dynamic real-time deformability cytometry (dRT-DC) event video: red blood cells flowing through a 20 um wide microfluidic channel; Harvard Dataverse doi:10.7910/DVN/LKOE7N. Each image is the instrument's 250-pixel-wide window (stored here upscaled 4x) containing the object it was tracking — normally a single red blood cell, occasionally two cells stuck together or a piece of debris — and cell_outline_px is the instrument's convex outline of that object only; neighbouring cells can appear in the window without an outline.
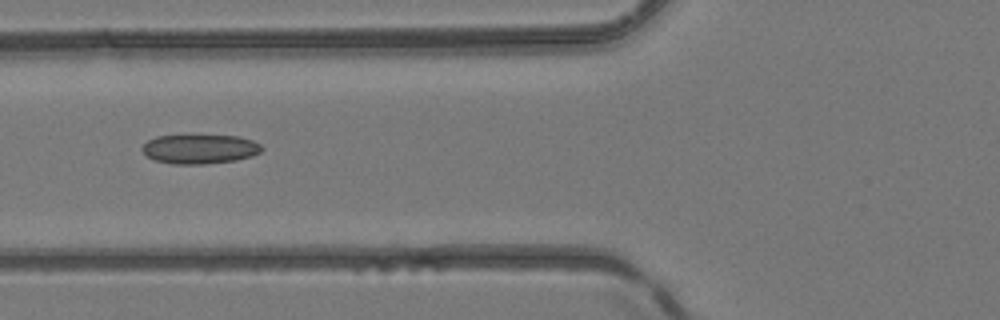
{"species": "common noctule bat (a hibernating species)", "species_latin": "Nyctalus noctula", "temperature_condition": "room temperature", "stored_images_in_passage": 6, "camera_frame_rate_fps": 3000, "um_per_image_px": 0.085, "animal": {"sex": "female", "body_mass_g": 24.6, "forearm_length_mm": 56.2}, "frame": {"image": 1, "passage_image": 6, "time_ms": 5.667, "image_size_px": [1000, 320], "cell_outline_px": [[264, 148], [260, 152], [252, 156], [236, 160], [204, 164], [172, 164], [156, 160], [148, 156], [140, 148], [148, 140], [156, 136], [240, 136], [252, 140], [260, 144]], "centroid_in_image_um": [17.0, 12.67], "position_along_channel_um": 108.8, "area_um2": 20.29}}